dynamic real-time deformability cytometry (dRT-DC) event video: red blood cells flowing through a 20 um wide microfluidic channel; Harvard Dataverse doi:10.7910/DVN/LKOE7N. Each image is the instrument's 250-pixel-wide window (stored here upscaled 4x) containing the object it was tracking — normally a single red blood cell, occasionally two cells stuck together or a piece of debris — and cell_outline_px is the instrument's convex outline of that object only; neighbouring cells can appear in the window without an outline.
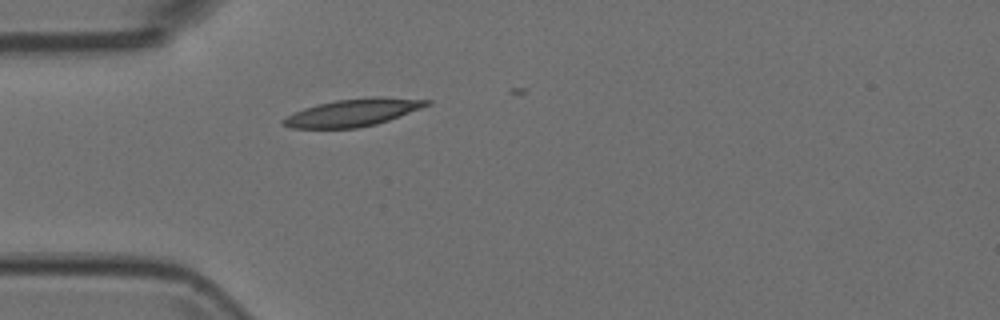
{"species": "Egyptian fruit bat (a non-hibernating species)", "species_latin": "Rousettus aegyptiacus", "temperature_condition": "room temperature", "stored_images_in_passage": 1, "camera_frame_rate_fps": 3000, "um_per_image_px": 0.085, "animal": {"sex": "female"}, "frame": {"image": 1, "passage_image": 1, "time_ms": 0.0, "image_size_px": [1000, 320], "cell_outline_px": [[432, 104], [388, 120], [376, 124], [356, 128], [292, 128], [280, 124], [280, 120], [304, 108], [316, 104], [336, 100], [372, 96], [384, 96], [432, 100]], "centroid_in_image_um": [30.02, 9.55], "position_along_channel_um": 55.0, "area_um2": 23.0}}